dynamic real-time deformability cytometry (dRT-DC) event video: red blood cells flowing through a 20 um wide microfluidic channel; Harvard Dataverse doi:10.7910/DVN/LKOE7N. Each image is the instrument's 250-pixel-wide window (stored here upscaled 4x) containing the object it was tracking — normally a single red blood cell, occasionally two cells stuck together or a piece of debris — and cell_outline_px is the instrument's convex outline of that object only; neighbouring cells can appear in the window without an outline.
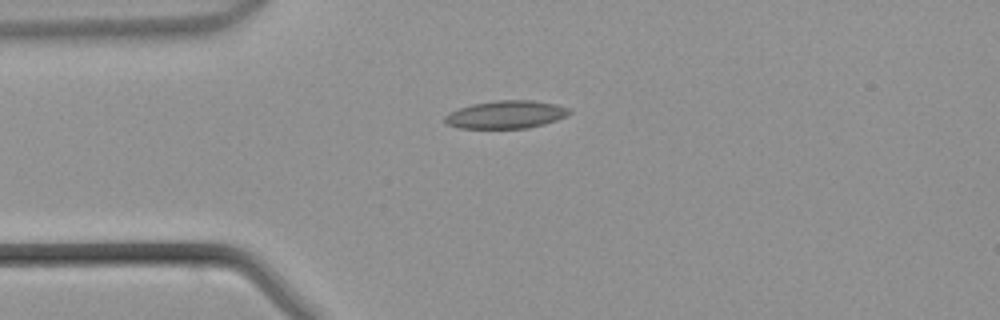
{"species": "common noctule bat (a hibernating species)", "species_latin": "Nyctalus noctula", "temperature_condition": "warm", "stored_images_in_passage": 35, "camera_frame_rate_fps": 3000, "um_per_image_px": 0.085, "animal": {"sex": "male", "body_mass_g": 21.5, "forearm_length_mm": 52.0}, "frame": {"image": 1, "passage_image": 1, "time_ms": 0.0, "image_size_px": [1000, 320], "cell_outline_px": [[572, 112], [556, 120], [544, 124], [528, 128], [460, 128], [448, 124], [444, 120], [444, 116], [448, 112], [472, 104], [496, 100], [532, 100], [556, 104], [568, 108]], "centroid_in_image_um": [43.0, 9.73], "position_along_channel_um": 42.0, "area_um2": 20.11}}
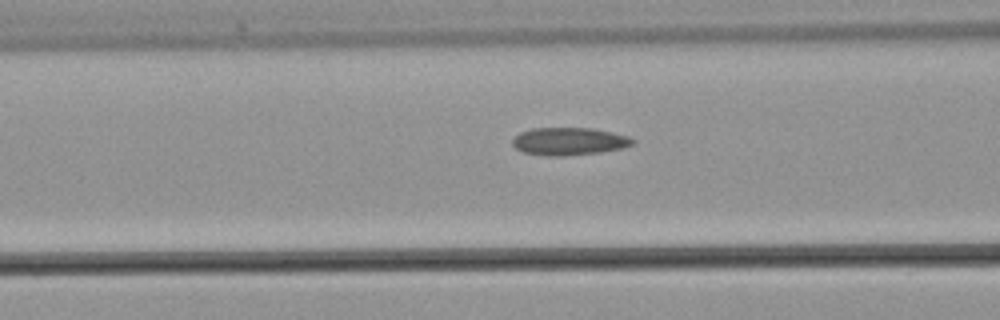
{"frame": {"image": 2, "passage_image": 7, "time_ms": 2.0, "image_size_px": [1000, 320], "cell_outline_px": [[636, 140], [632, 144], [624, 148], [600, 152], [564, 156], [544, 156], [524, 152], [516, 148], [512, 144], [512, 140], [520, 132], [532, 128], [592, 128], [612, 132], [628, 136]], "centroid_in_image_um": [48.38, 12.01], "position_along_channel_um": 118.2, "area_um2": 19.42}}
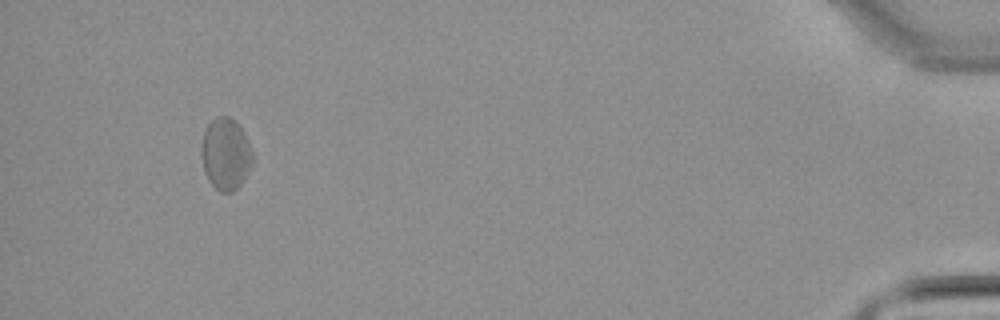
{"frame": {"image": 3, "passage_image": 32, "time_ms": 10.333, "image_size_px": [1000, 320], "cell_outline_px": [[252, 164], [240, 184], [232, 192], [220, 192], [208, 180], [204, 172], [200, 152], [200, 148], [204, 132], [208, 124], [216, 116], [228, 116], [240, 128], [248, 140], [252, 152]], "centroid_in_image_um": [19.15, 13.1], "position_along_channel_um": 416.1, "area_um2": 21.21}}